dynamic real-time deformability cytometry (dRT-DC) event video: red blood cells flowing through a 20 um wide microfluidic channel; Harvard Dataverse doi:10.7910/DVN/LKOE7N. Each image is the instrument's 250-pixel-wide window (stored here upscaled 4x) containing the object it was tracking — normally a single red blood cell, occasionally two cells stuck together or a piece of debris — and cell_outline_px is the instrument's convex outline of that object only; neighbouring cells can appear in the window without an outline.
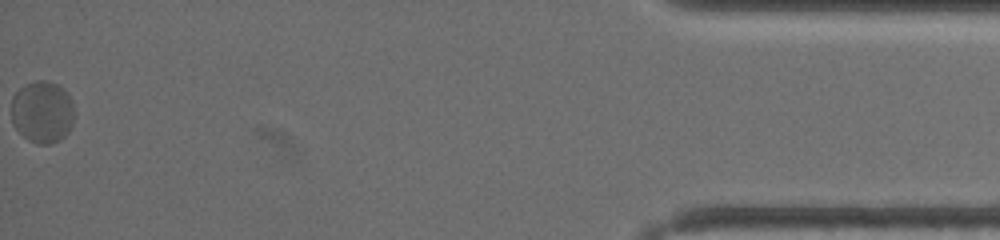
{"species": "common noctule bat (a hibernating species)", "species_latin": "Nyctalus noctula", "temperature_condition": "warm", "stored_images_in_passage": 69, "segment_of_instrument_passage": [2, 2], "camera_frame_rate_fps": 3000, "um_per_image_px": 0.085, "animal": {"sex": "female", "body_mass_g": 19.5, "forearm_length_mm": 54.1}, "frame": {"image": 1, "passage_image": 69, "time_ms": 22.667, "image_size_px": [1000, 240], "cell_outline_px": [[72, 124], [68, 132], [60, 140], [48, 144], [36, 144], [28, 140], [12, 124], [12, 96], [20, 88], [36, 80], [44, 80], [56, 84], [68, 96], [72, 104]], "centroid_in_image_um": [3.56, 9.54], "position_along_channel_um": 431.6, "area_um2": 22.37}}